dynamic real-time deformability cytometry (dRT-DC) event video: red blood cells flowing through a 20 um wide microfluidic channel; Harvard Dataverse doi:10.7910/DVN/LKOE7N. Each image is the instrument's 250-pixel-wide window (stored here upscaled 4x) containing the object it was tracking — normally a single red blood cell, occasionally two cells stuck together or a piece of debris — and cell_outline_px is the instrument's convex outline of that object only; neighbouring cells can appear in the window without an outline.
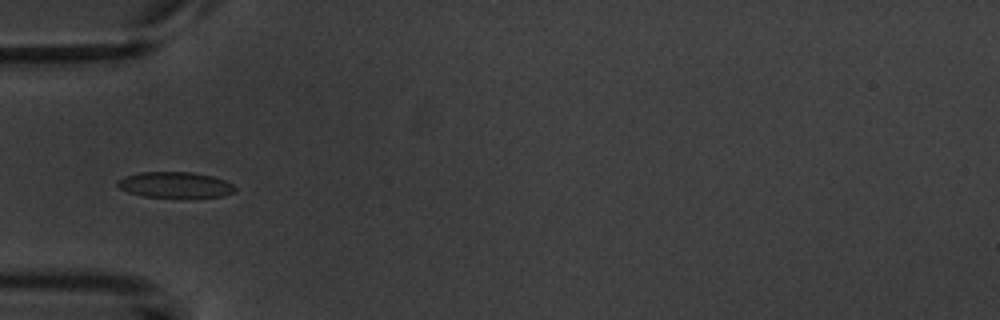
{"species": "common noctule bat (a hibernating species)", "species_latin": "Nyctalus noctula", "temperature_condition": "warm", "stored_images_in_passage": 7, "camera_frame_rate_fps": 3000, "um_per_image_px": 0.085, "animal": {"sex": "male", "body_mass_g": 20.1, "forearm_length_mm": 53.5}, "frame": {"image": 1, "passage_image": 5, "time_ms": 4.667, "image_size_px": [1000, 320], "cell_outline_px": [[236, 188], [232, 192], [224, 196], [144, 196], [128, 192], [120, 188], [116, 184], [116, 180], [124, 176], [140, 172], [192, 172], [212, 176], [224, 180], [232, 184]], "centroid_in_image_um": [14.83, 15.68], "position_along_channel_um": 70.2, "area_um2": 17.28}}
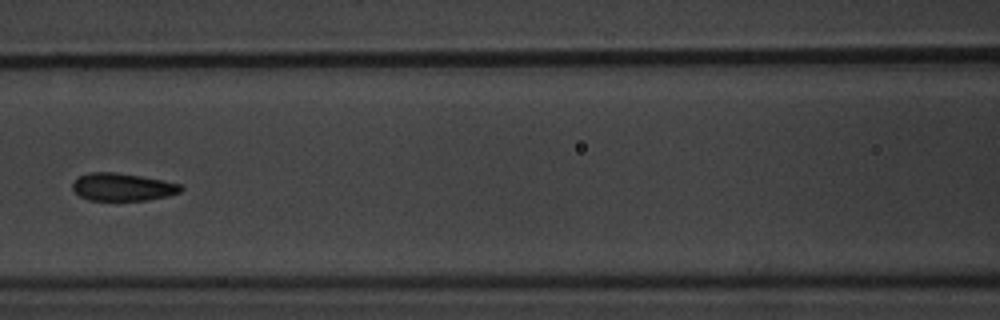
{"frame": {"image": 2, "passage_image": 7, "time_ms": 7.0, "image_size_px": [1000, 320], "cell_outline_px": [[184, 188], [180, 192], [168, 196], [148, 200], [88, 200], [80, 196], [72, 188], [72, 184], [80, 176], [88, 172], [116, 172], [140, 176], [180, 184]], "centroid_in_image_um": [10.41, 15.9], "position_along_channel_um": 156.2, "area_um2": 17.34}}